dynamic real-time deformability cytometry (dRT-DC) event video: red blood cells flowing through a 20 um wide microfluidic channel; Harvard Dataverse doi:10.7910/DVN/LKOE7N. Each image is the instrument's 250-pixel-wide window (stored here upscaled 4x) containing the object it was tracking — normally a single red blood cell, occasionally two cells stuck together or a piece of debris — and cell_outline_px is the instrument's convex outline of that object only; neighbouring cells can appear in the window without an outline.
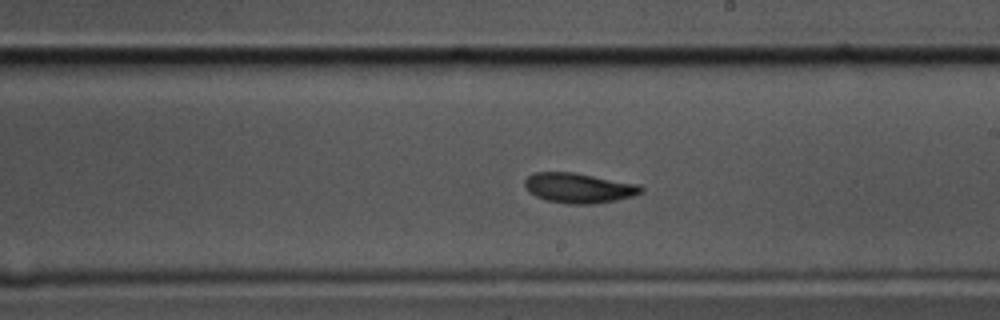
{"species": "common noctule bat (a hibernating species)", "species_latin": "Nyctalus noctula", "temperature_condition": "cold", "stored_images_in_passage": 57, "camera_frame_rate_fps": 3000, "um_per_image_px": 0.085, "animal": {"sex": "male", "body_mass_g": 17.5, "forearm_length_mm": 52.3}, "frame": {"image": 1, "passage_image": 31, "time_ms": 10.0, "image_size_px": [1000, 320], "cell_outline_px": [[644, 192], [632, 196], [616, 200], [596, 204], [568, 204], [544, 200], [528, 192], [524, 188], [524, 180], [528, 176], [536, 172], [576, 172], [640, 184], [644, 188]], "centroid_in_image_um": [49.21, 15.97], "position_along_channel_um": 239.8, "area_um2": 20.75}}
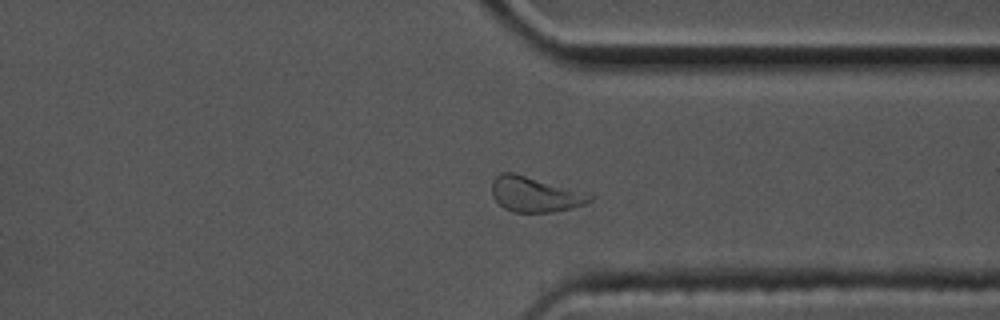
{"frame": {"image": 2, "passage_image": 42, "time_ms": 13.667, "image_size_px": [1000, 320], "cell_outline_px": [[596, 196], [592, 200], [584, 204], [572, 208], [552, 212], [512, 212], [504, 208], [492, 196], [492, 180], [500, 172], [512, 172]], "centroid_in_image_um": [45.43, 16.53], "position_along_channel_um": 366.0, "area_um2": 19.77}}
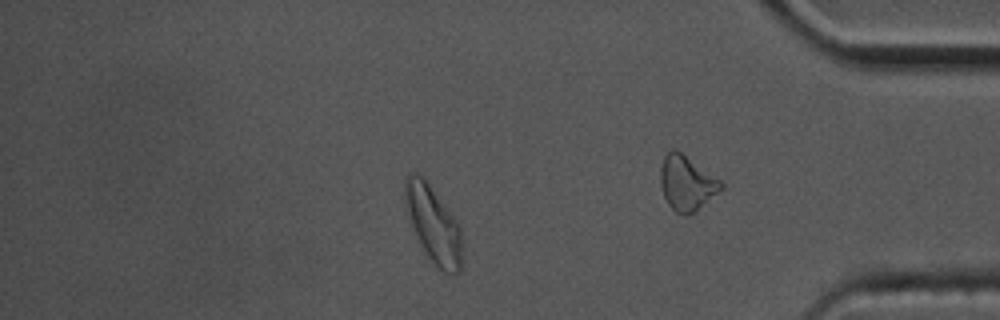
{"frame": {"image": 3, "passage_image": 48, "time_ms": 15.667, "image_size_px": [1000, 320], "cell_outline_px": [[464, 260], [460, 272], [444, 272], [428, 256], [404, 208], [404, 180], [412, 172], [416, 172], [424, 176], [448, 208], [456, 220], [460, 228]], "centroid_in_image_um": [36.85, 19.01], "position_along_channel_um": 398.3, "area_um2": 25.49}, "authors_computed_cell_mechanics": {"area_um2": 20.1722, "velocity_mm_per_s": 3.4348, "shape_relaxation_time_tau1_ms": 3.8511, "shape_relaxation_time_tau2_ms": 4.1663, "deformation_change_tau1": 0.132, "deformation_change_tau2": 0.0974}}